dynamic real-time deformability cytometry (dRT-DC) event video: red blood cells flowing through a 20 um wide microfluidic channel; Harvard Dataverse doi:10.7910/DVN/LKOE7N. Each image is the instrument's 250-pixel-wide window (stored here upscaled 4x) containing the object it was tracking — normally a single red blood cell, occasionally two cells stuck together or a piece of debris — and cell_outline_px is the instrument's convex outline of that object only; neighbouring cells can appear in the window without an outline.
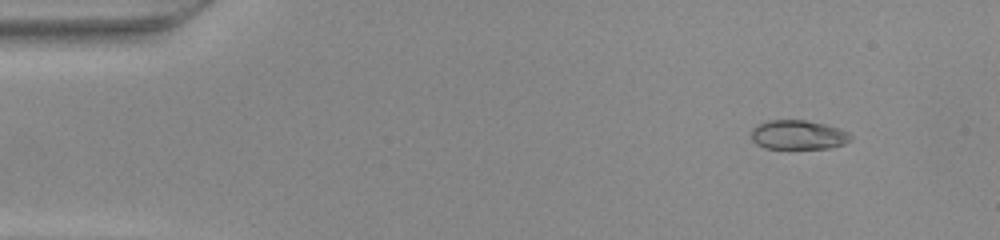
{"species": "common noctule bat (a hibernating species)", "species_latin": "Nyctalus noctula", "temperature_condition": "warm", "stored_images_in_passage": 48, "camera_frame_rate_fps": 3000, "um_per_image_px": 0.085, "animal": {"sex": "female", "body_mass_g": 22.0, "forearm_length_mm": 56.7}, "frame": {"image": 1, "passage_image": 5, "time_ms": 1.333, "image_size_px": [1000, 240], "cell_outline_px": [[852, 140], [844, 144], [832, 148], [764, 148], [756, 144], [752, 140], [752, 128], [756, 124], [768, 120], [804, 120], [824, 124], [840, 128], [848, 132], [852, 136]], "centroid_in_image_um": [67.85, 11.46], "position_along_channel_um": 17.1, "area_um2": 17.11}}
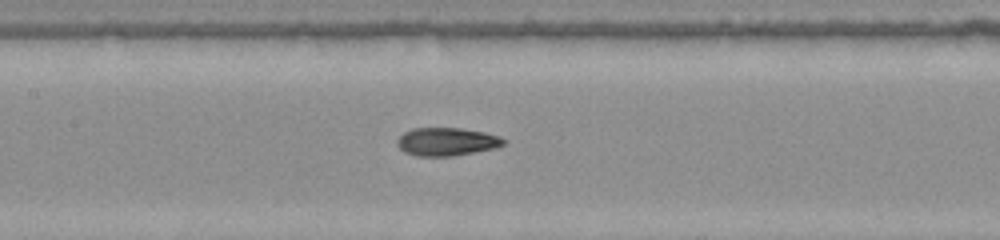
{"frame": {"image": 2, "passage_image": 23, "time_ms": 7.333, "image_size_px": [1000, 240], "cell_outline_px": [[508, 140], [504, 144], [492, 148], [452, 156], [416, 156], [404, 152], [396, 144], [396, 140], [404, 132], [412, 128], [460, 128], [484, 132], [500, 136]], "centroid_in_image_um": [37.94, 12.03], "position_along_channel_um": 169.5, "area_um2": 17.4}}
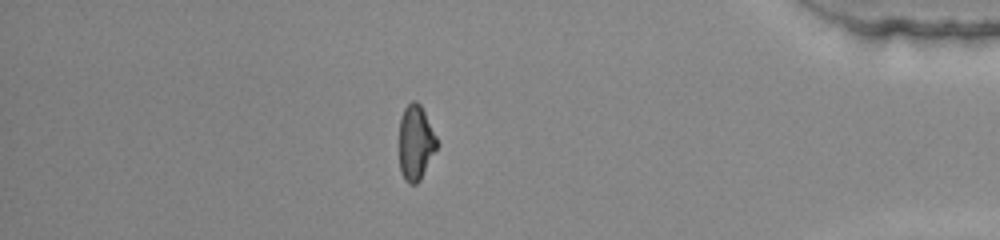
{"frame": {"image": 3, "passage_image": 42, "time_ms": 13.667, "image_size_px": [1000, 240], "cell_outline_px": [[436, 148], [420, 180], [416, 184], [408, 184], [404, 180], [400, 172], [400, 120], [404, 108], [412, 100], [416, 100], [420, 104], [436, 136]], "centroid_in_image_um": [35.31, 12.13], "position_along_channel_um": 399.9, "area_um2": 16.18}}